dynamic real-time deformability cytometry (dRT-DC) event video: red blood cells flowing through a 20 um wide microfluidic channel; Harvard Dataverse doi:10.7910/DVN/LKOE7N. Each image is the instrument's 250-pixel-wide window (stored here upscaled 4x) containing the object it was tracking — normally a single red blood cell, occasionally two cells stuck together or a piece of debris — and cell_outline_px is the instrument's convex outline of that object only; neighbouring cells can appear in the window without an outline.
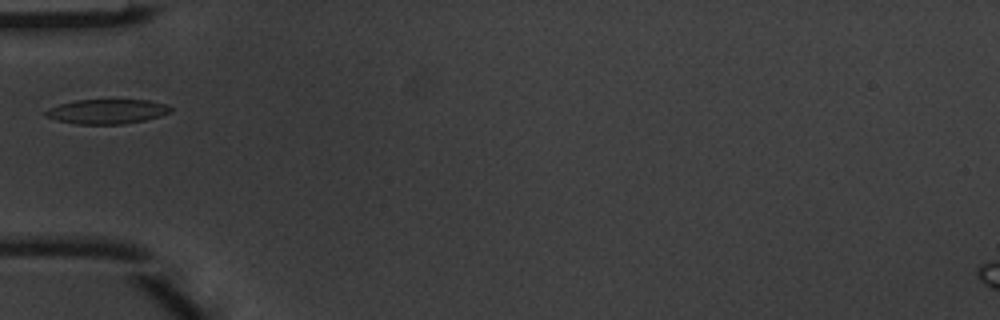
{"species": "common noctule bat (a hibernating species)", "species_latin": "Nyctalus noctula", "temperature_condition": "warm", "stored_images_in_passage": 2, "camera_frame_rate_fps": 3000, "um_per_image_px": 0.085, "animal": {"sex": "male", "body_mass_g": 20.1, "forearm_length_mm": 53.5}, "frame": {"image": 1, "passage_image": 1, "time_ms": 0.0, "image_size_px": [1000, 320], "cell_outline_px": [[172, 112], [144, 120], [124, 124], [80, 124], [56, 120], [44, 116], [44, 112], [48, 108], [60, 104], [76, 100], [148, 100], [168, 104], [172, 108]], "centroid_in_image_um": [9.1, 9.47], "position_along_channel_um": 75.9, "area_um2": 17.92}}